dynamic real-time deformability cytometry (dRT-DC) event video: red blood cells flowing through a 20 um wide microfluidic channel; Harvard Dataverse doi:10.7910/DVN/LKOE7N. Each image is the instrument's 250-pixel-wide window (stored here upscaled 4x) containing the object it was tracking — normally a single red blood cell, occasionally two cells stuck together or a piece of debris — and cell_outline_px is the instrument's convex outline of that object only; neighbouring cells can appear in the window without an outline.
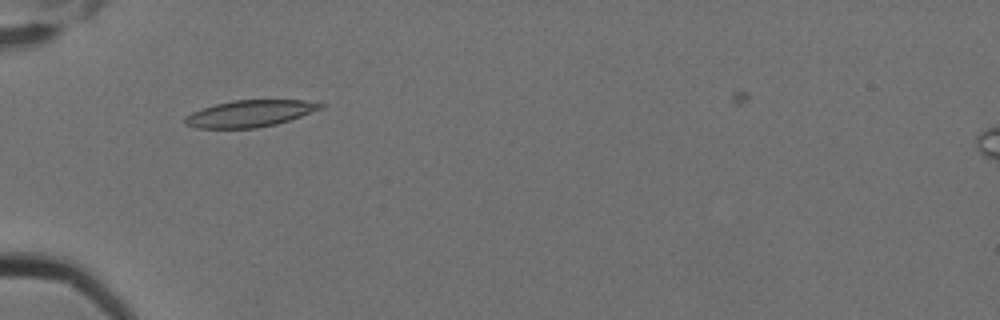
{"species": "Egyptian fruit bat (a non-hibernating species)", "species_latin": "Rousettus aegyptiacus", "temperature_condition": "cold", "stored_images_in_passage": 1, "camera_frame_rate_fps": 3000, "um_per_image_px": 0.085, "animal": {"sex": "female"}, "frame": {"image": 1, "passage_image": 1, "time_ms": 0.0, "image_size_px": [1000, 320], "cell_outline_px": [[324, 108], [276, 124], [256, 128], [196, 128], [184, 124], [184, 116], [192, 112], [216, 104], [232, 100], [304, 100], [324, 104]], "centroid_in_image_um": [21.22, 9.65], "position_along_channel_um": 63.8, "area_um2": 20.98}}